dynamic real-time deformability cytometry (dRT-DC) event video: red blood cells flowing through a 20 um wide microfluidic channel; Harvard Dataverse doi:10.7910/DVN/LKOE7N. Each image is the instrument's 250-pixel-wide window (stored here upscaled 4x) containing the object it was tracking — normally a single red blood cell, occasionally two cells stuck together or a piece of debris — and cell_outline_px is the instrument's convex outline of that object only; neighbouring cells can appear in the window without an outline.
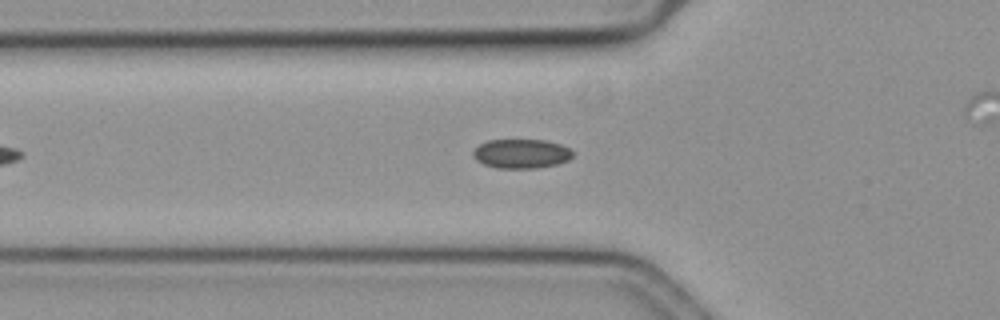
{"species": "common noctule bat (a hibernating species)", "species_latin": "Nyctalus noctula", "temperature_condition": "cold", "stored_images_in_passage": 36, "camera_frame_rate_fps": 3000, "um_per_image_px": 0.085, "animal": {"sex": "female", "body_mass_g": 19.3, "forearm_length_mm": 54.1}, "frame": {"image": 1, "passage_image": 4, "time_ms": 1.0, "image_size_px": [1000, 320], "cell_outline_px": [[572, 156], [568, 160], [556, 164], [536, 168], [496, 168], [484, 164], [476, 160], [472, 156], [472, 152], [480, 144], [488, 140], [544, 140], [560, 144], [568, 148], [572, 152]], "centroid_in_image_um": [44.28, 13.06], "position_along_channel_um": 81.5, "area_um2": 16.88}}
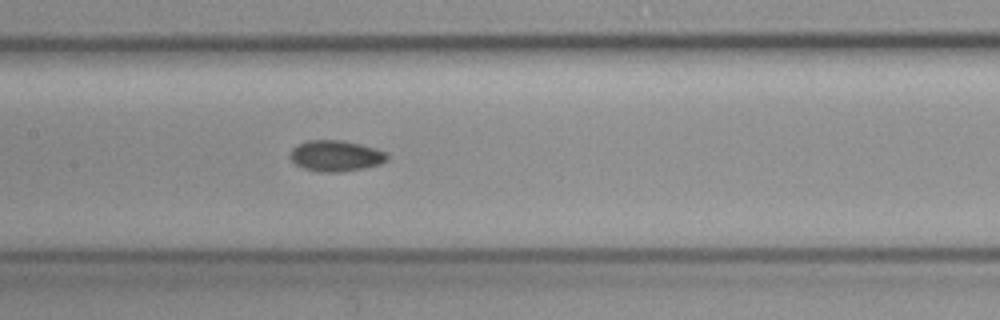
{"frame": {"image": 2, "passage_image": 12, "time_ms": 3.667, "image_size_px": [1000, 320], "cell_outline_px": [[388, 160], [380, 164], [364, 168], [340, 172], [316, 172], [304, 168], [296, 164], [288, 156], [292, 148], [308, 140], [340, 140], [360, 144], [384, 152], [388, 156]], "centroid_in_image_um": [28.51, 13.26], "position_along_channel_um": 178.9, "area_um2": 17.4}}
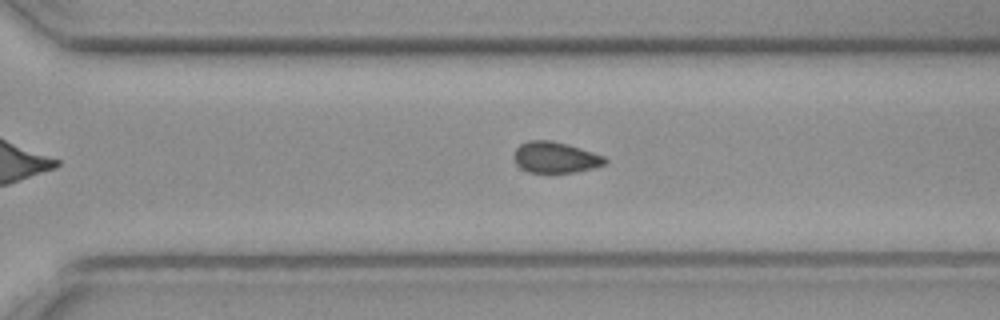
{"frame": {"image": 3, "passage_image": 24, "time_ms": 7.667, "image_size_px": [1000, 320], "cell_outline_px": [[608, 160], [604, 164], [592, 168], [552, 176], [528, 172], [520, 168], [516, 164], [512, 156], [516, 148], [520, 144], [528, 140], [552, 140], [568, 144], [604, 156]], "centroid_in_image_um": [47.14, 13.41], "position_along_channel_um": 323.5, "area_um2": 17.11}}